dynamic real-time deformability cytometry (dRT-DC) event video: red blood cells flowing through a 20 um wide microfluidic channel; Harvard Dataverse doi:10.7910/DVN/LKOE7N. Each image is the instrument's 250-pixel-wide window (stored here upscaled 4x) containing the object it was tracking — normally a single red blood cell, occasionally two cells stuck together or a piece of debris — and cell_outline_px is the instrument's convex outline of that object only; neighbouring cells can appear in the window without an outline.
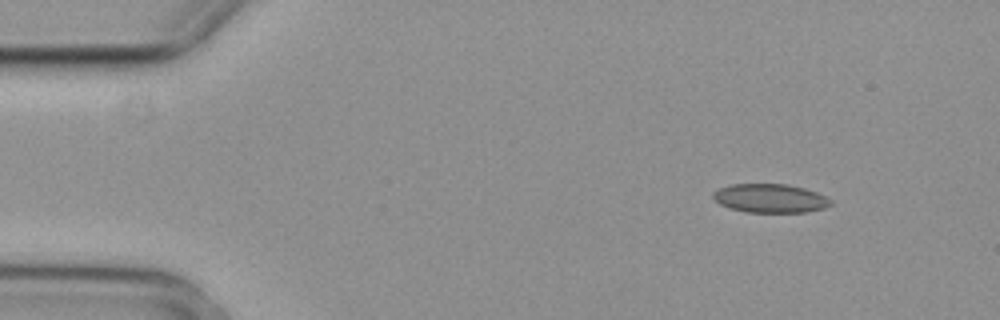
{"species": "common noctule bat (a hibernating species)", "species_latin": "Nyctalus noctula", "temperature_condition": "cold", "stored_images_in_passage": 3, "camera_frame_rate_fps": 3000, "um_per_image_px": 0.085, "animal": {"sex": "female", "body_mass_g": 29.2, "forearm_length_mm": 56.3}, "frame": {"image": 1, "passage_image": 1, "time_ms": 0.0, "image_size_px": [1000, 320], "cell_outline_px": [[832, 204], [824, 208], [808, 212], [744, 212], [720, 204], [712, 196], [712, 192], [720, 188], [732, 184], [788, 184], [804, 188], [816, 192], [832, 200]], "centroid_in_image_um": [65.48, 16.85], "position_along_channel_um": 19.5, "area_um2": 19.65}}